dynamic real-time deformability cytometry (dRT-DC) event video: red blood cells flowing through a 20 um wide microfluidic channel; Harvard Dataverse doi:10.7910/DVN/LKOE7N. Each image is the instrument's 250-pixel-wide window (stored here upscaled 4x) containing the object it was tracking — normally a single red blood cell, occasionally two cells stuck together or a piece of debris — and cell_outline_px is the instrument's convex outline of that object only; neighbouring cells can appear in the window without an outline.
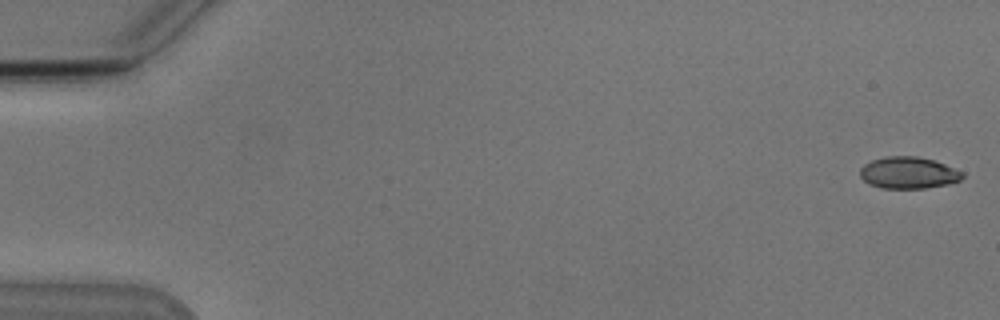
{"species": "Egyptian fruit bat (a non-hibernating species)", "species_latin": "Rousettus aegyptiacus", "temperature_condition": "cold", "stored_images_in_passage": 8, "camera_frame_rate_fps": 3000, "um_per_image_px": 0.085, "animal": {"sex": "male"}, "frame": {"image": 1, "passage_image": 1, "time_ms": 0.0, "image_size_px": [1000, 320], "cell_outline_px": [[964, 176], [960, 180], [948, 184], [924, 188], [880, 188], [868, 184], [860, 176], [860, 168], [864, 164], [872, 160], [888, 156], [916, 156], [932, 160], [944, 164], [964, 172]], "centroid_in_image_um": [77.2, 14.69], "position_along_channel_um": 7.8, "area_um2": 18.9}}
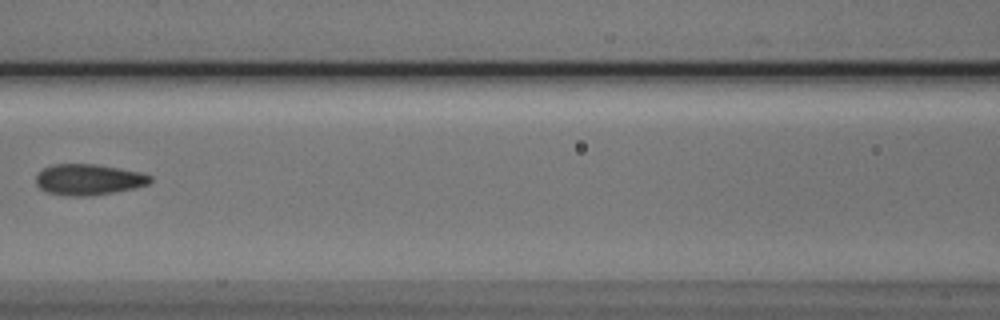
{"frame": {"image": 2, "passage_image": 7, "time_ms": 8.0, "image_size_px": [1000, 320], "cell_outline_px": [[152, 180], [148, 184], [132, 188], [92, 196], [68, 196], [44, 192], [36, 184], [36, 176], [44, 168], [52, 164], [96, 164], [140, 172], [152, 176]], "centroid_in_image_um": [7.5, 15.26], "position_along_channel_um": 159.1, "area_um2": 20.58}}
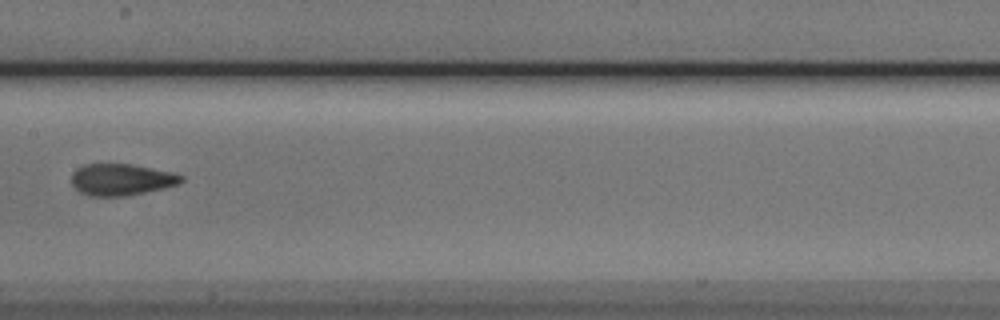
{"frame": {"image": 3, "passage_image": 8, "time_ms": 9.0, "image_size_px": [1000, 320], "cell_outline_px": [[184, 180], [180, 184], [164, 188], [128, 196], [88, 196], [80, 192], [72, 184], [72, 172], [76, 168], [84, 164], [132, 164], [172, 172], [184, 176]], "centroid_in_image_um": [10.33, 15.27], "position_along_channel_um": 197.1, "area_um2": 20.4}}